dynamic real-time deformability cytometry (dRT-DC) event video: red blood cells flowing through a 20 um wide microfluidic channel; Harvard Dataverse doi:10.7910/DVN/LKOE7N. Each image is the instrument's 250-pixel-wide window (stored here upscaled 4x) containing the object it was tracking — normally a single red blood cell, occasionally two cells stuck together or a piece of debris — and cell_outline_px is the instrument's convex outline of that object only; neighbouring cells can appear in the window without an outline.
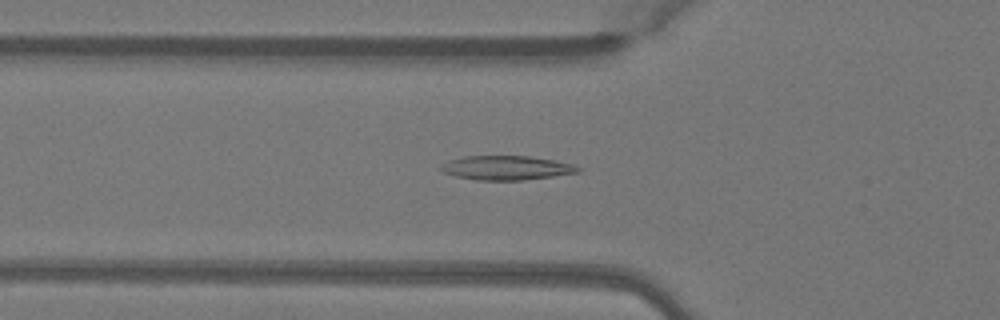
{"species": "Egyptian fruit bat (a non-hibernating species)", "species_latin": "Rousettus aegyptiacus", "temperature_condition": "warm", "stored_images_in_passage": 37, "camera_frame_rate_fps": 3000, "um_per_image_px": 0.085, "animal": {"sex": "female"}, "frame": {"image": 1, "passage_image": 5, "time_ms": 1.333, "image_size_px": [1000, 320], "cell_outline_px": [[580, 172], [552, 176], [520, 180], [476, 180], [456, 176], [444, 172], [440, 168], [440, 164], [448, 160], [464, 156], [528, 156], [556, 160], [572, 164], [580, 168]], "centroid_in_image_um": [43.02, 14.26], "position_along_channel_um": 82.8, "area_um2": 19.25}}
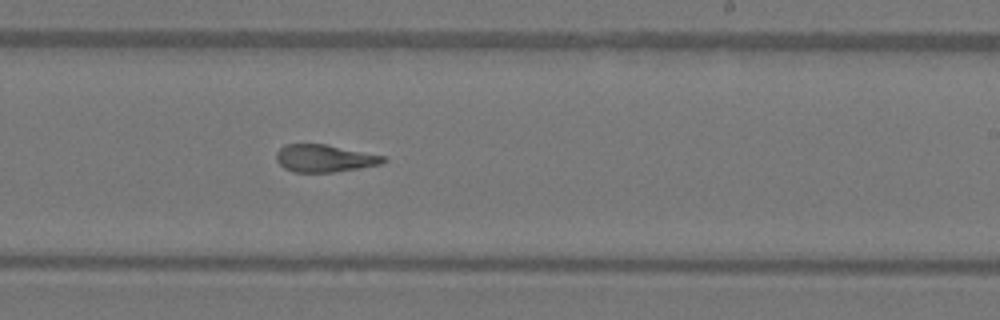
{"frame": {"image": 2, "passage_image": 18, "time_ms": 5.667, "image_size_px": [1000, 320], "cell_outline_px": [[388, 160], [380, 164], [360, 168], [332, 172], [292, 172], [284, 168], [276, 160], [276, 152], [284, 144], [324, 144], [384, 156]], "centroid_in_image_um": [27.55, 13.46], "position_along_channel_um": 261.5, "area_um2": 16.99}}
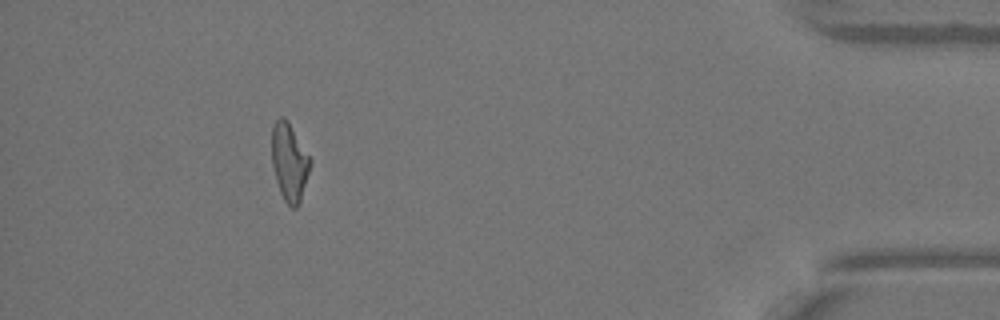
{"frame": {"image": 3, "passage_image": 33, "time_ms": 10.667, "image_size_px": [1000, 320], "cell_outline_px": [[312, 160], [300, 204], [296, 208], [292, 208], [284, 200], [280, 192], [272, 168], [272, 124], [280, 116], [284, 116], [288, 120]], "centroid_in_image_um": [24.59, 13.76], "position_along_channel_um": 410.6, "area_um2": 17.63}, "authors_computed_cell_mechanics": {"area_um2": 17.6868, "velocity_mm_per_s": 4.1091, "shape_relaxation_time_tau1_ms": 10.8054, "shape_relaxation_time_tau2_ms": 2.4807, "deformation_change_tau1": 0.301, "deformation_change_tau2": 0.1015}}